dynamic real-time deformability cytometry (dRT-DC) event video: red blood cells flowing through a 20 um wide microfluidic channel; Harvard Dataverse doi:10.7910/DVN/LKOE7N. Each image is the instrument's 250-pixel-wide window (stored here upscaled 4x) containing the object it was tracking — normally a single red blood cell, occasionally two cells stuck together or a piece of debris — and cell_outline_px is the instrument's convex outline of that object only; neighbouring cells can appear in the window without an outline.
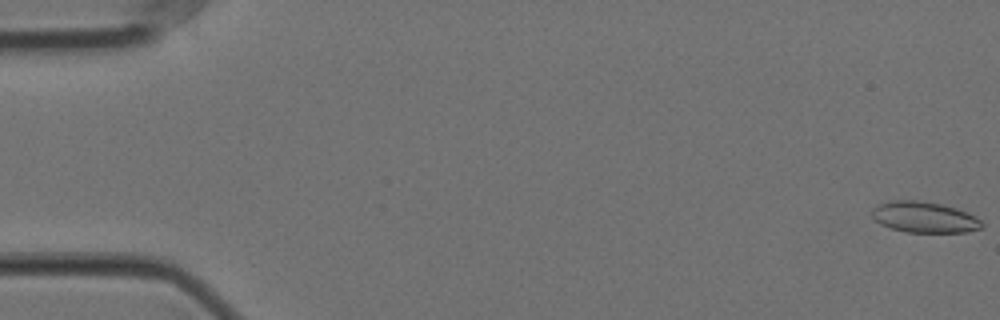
{"species": "Egyptian fruit bat (a non-hibernating species)", "species_latin": "Rousettus aegyptiacus", "temperature_condition": "cold", "stored_images_in_passage": 58, "camera_frame_rate_fps": 3000, "um_per_image_px": 0.085, "animal": {"sex": "female"}, "frame": {"image": 1, "passage_image": 1, "time_ms": 0.0, "image_size_px": [1000, 320], "cell_outline_px": [[984, 224], [980, 228], [968, 232], [904, 232], [880, 224], [872, 216], [872, 208], [880, 204], [892, 200], [916, 200], [940, 204], [956, 208], [968, 212], [976, 216]], "centroid_in_image_um": [78.58, 18.46], "position_along_channel_um": 6.4, "area_um2": 19.77}}
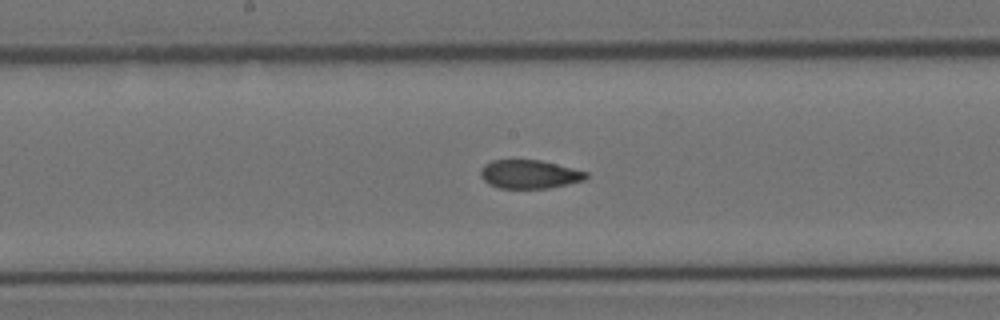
{"frame": {"image": 2, "passage_image": 30, "time_ms": 9.667, "image_size_px": [1000, 320], "cell_outline_px": [[588, 176], [584, 180], [548, 188], [500, 188], [488, 184], [480, 176], [480, 168], [484, 164], [492, 160], [540, 160], [588, 172]], "centroid_in_image_um": [44.96, 14.81], "position_along_channel_um": 203.2, "area_um2": 17.51}}
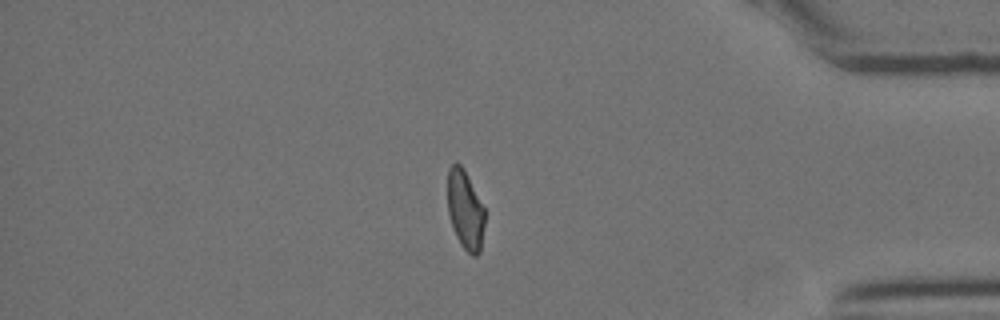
{"frame": {"image": 3, "passage_image": 49, "time_ms": 16.0, "image_size_px": [1000, 320], "cell_outline_px": [[484, 224], [480, 252], [476, 256], [472, 256], [460, 244], [452, 228], [448, 212], [448, 168], [456, 160], [464, 168], [484, 208]], "centroid_in_image_um": [39.53, 17.83], "position_along_channel_um": 395.7, "area_um2": 17.17}, "authors_computed_cell_mechanics": {"area_um2": 18.5538, "velocity_mm_per_s": 3.5346, "shape_relaxation_time_tau1_ms": 8.5947, "shape_relaxation_time_tau2_ms": 1.2261, "deformation_change_tau1": 0.197, "deformation_change_tau2": 0.0767}}